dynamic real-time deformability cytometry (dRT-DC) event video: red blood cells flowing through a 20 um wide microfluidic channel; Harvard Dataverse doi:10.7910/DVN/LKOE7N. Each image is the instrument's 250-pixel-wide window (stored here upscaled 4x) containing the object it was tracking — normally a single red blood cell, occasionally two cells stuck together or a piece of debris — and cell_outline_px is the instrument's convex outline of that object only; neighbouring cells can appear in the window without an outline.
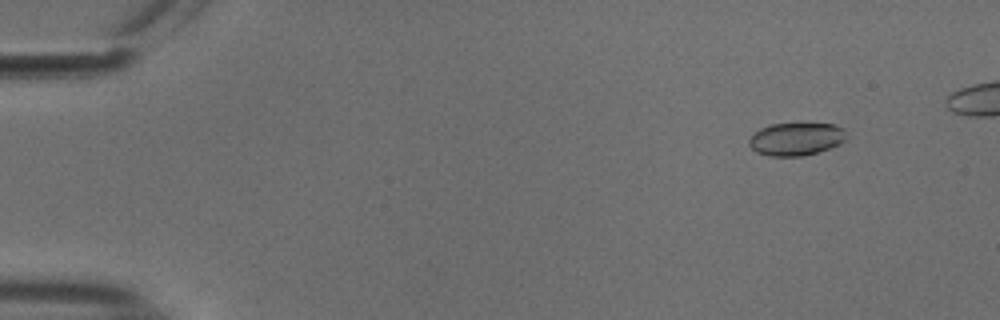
{"species": "common noctule bat (a hibernating species)", "species_latin": "Nyctalus noctula", "temperature_condition": "cold", "stored_images_in_passage": 51, "camera_frame_rate_fps": 3000, "um_per_image_px": 0.085, "animal": {"sex": "male", "body_mass_g": 18.8}, "frame": {"image": 1, "passage_image": 6, "time_ms": 1.667, "image_size_px": [1000, 320], "cell_outline_px": [[848, 132], [844, 140], [840, 144], [832, 148], [804, 156], [768, 156], [756, 152], [748, 144], [748, 140], [760, 128], [768, 124], [800, 120], [808, 120], [836, 124], [844, 128]], "centroid_in_image_um": [67.73, 11.74], "position_along_channel_um": 17.3, "area_um2": 19.94}}
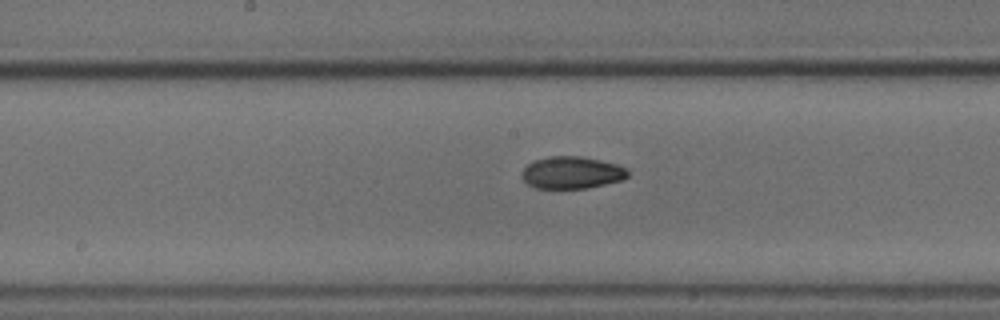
{"frame": {"image": 2, "passage_image": 29, "time_ms": 9.333, "image_size_px": [1000, 320], "cell_outline_px": [[628, 176], [620, 180], [588, 188], [536, 188], [528, 184], [520, 176], [524, 168], [532, 160], [548, 156], [580, 156], [600, 160], [616, 164], [628, 168]], "centroid_in_image_um": [48.57, 14.66], "position_along_channel_um": 199.6, "area_um2": 19.88}}
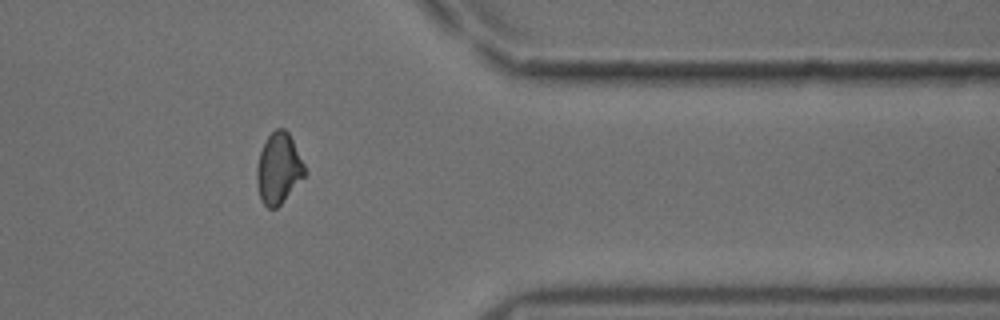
{"frame": {"image": 3, "passage_image": 45, "time_ms": 14.667, "image_size_px": [1000, 320], "cell_outline_px": [[308, 172], [280, 204], [276, 208], [268, 208], [260, 200], [256, 180], [256, 168], [260, 152], [268, 136], [276, 128], [284, 128], [288, 132]], "centroid_in_image_um": [23.67, 14.32], "position_along_channel_um": 387.7, "area_um2": 19.59}}